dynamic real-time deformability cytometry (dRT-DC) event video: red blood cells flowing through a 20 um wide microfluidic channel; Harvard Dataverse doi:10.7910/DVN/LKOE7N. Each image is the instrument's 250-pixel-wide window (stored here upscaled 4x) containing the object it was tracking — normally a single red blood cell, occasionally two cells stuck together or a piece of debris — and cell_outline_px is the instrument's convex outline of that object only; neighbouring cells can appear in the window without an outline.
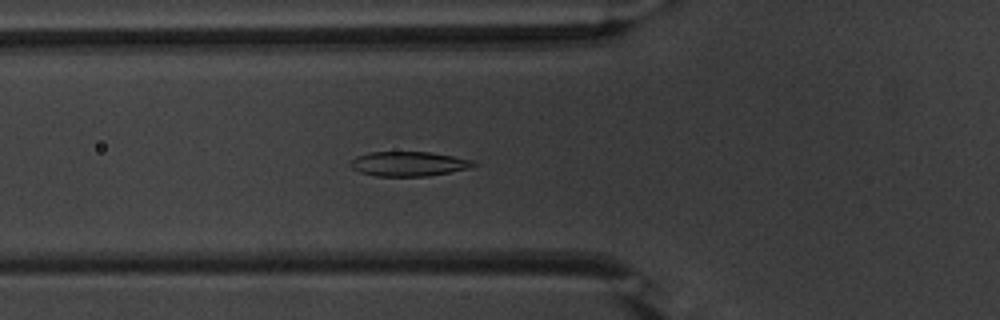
{"species": "common noctule bat (a hibernating species)", "species_latin": "Nyctalus noctula", "temperature_condition": "warm", "stored_images_in_passage": 46, "camera_frame_rate_fps": 3000, "um_per_image_px": 0.085, "animal": {"sex": "male", "body_mass_g": 20.1, "forearm_length_mm": 53.5}, "frame": {"image": 1, "passage_image": 12, "time_ms": 3.667, "image_size_px": [1000, 320], "cell_outline_px": [[476, 164], [468, 168], [428, 176], [376, 176], [360, 172], [352, 168], [348, 164], [356, 156], [368, 152], [428, 152], [452, 156], [472, 160]], "centroid_in_image_um": [34.67, 13.92], "position_along_channel_um": 91.1, "area_um2": 17.46}}
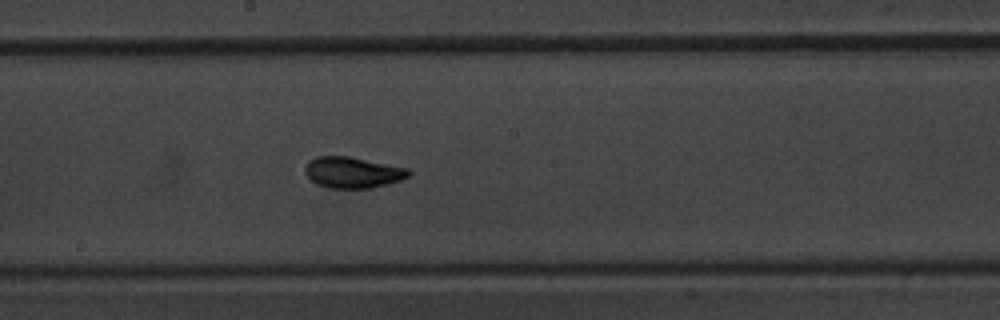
{"frame": {"image": 2, "passage_image": 22, "time_ms": 7.0, "image_size_px": [1000, 320], "cell_outline_px": [[412, 172], [408, 176], [400, 180], [388, 184], [372, 188], [328, 188], [316, 184], [304, 172], [304, 168], [308, 160], [316, 156], [348, 156], [408, 168]], "centroid_in_image_um": [29.96, 14.65], "position_along_channel_um": 218.2, "area_um2": 18.84}}
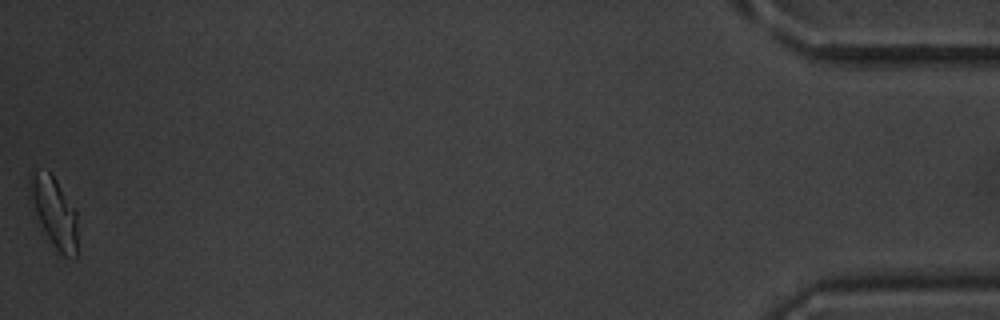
{"frame": {"image": 3, "passage_image": 46, "time_ms": 15.0, "image_size_px": [1000, 320], "cell_outline_px": [[76, 260], [64, 256], [56, 248], [48, 236], [28, 200], [28, 172], [32, 168], [36, 168], [48, 172], [56, 180], [76, 208]], "centroid_in_image_um": [4.55, 17.93], "position_along_channel_um": 430.6, "area_um2": 19.71}, "authors_computed_cell_mechanics": {"area_um2": 18.1203, "velocity_mm_per_s": 3.7957, "shape_relaxation_time_tau1_ms": 2.5708, "shape_relaxation_time_tau2_ms": 1.2317, "deformation_change_tau1": 0.1323, "deformation_change_tau2": 0.0548}}